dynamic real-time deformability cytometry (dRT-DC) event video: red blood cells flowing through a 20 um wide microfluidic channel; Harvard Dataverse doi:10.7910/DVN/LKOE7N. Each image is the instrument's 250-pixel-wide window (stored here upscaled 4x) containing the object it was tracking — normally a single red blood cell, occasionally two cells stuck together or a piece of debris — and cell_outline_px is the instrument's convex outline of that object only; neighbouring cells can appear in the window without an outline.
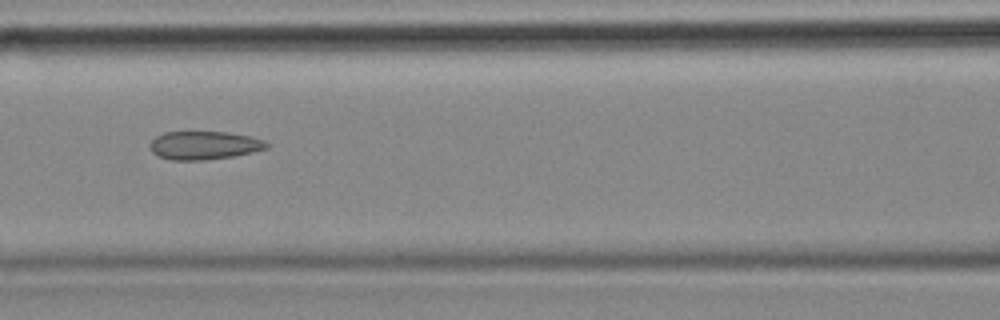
{"species": "common noctule bat (a hibernating species)", "species_latin": "Nyctalus noctula", "temperature_condition": "cold", "stored_images_in_passage": 6, "camera_frame_rate_fps": 3000, "um_per_image_px": 0.085, "animal": {"sex": "female", "body_mass_g": 18.4}, "frame": {"image": 1, "passage_image": 5, "time_ms": 1.333, "image_size_px": [1000, 320], "cell_outline_px": [[268, 148], [252, 152], [232, 156], [204, 160], [172, 160], [156, 156], [152, 152], [148, 144], [156, 136], [164, 132], [228, 132], [252, 136], [264, 140], [268, 144]], "centroid_in_image_um": [17.33, 12.35], "position_along_channel_um": 149.3, "area_um2": 19.36}}
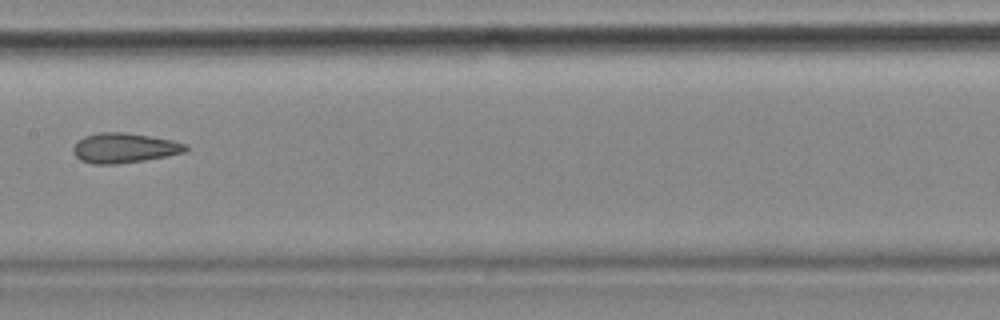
{"frame": {"image": 2, "passage_image": 6, "time_ms": 1.667, "image_size_px": [1000, 320], "cell_outline_px": [[188, 148], [184, 152], [144, 160], [116, 164], [92, 164], [80, 160], [72, 152], [72, 148], [84, 136], [100, 132], [128, 132], [172, 140], [188, 144]], "centroid_in_image_um": [10.55, 12.57], "position_along_channel_um": 196.9, "area_um2": 19.54}}